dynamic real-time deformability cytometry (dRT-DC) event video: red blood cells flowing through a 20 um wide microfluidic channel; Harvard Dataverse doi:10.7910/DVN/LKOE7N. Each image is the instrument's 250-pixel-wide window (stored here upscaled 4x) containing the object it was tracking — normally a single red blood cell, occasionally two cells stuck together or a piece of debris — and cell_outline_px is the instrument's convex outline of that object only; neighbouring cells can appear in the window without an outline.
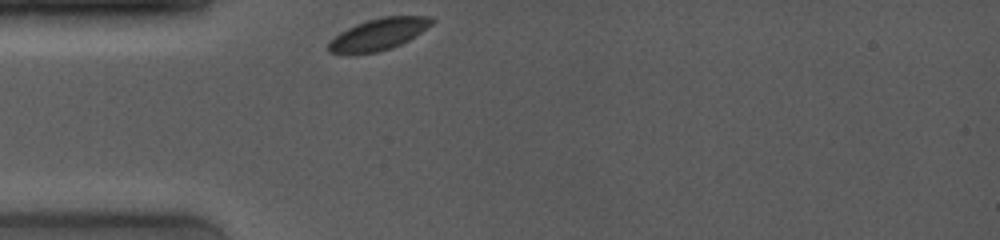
{"species": "common noctule bat (a hibernating species)", "species_latin": "Nyctalus noctula", "temperature_condition": "room temperature", "stored_images_in_passage": 10, "camera_frame_rate_fps": 4000, "um_per_image_px": 0.085, "animal": {"sex": "female", "body_mass_g": 19.0, "forearm_length_mm": 53.3}, "frame": {"image": 1, "passage_image": 1, "time_ms": 0.0, "image_size_px": [1000, 240], "cell_outline_px": [[436, 20], [432, 24], [408, 40], [400, 44], [376, 52], [348, 56], [328, 52], [328, 40], [340, 32], [356, 24], [368, 20], [384, 16], [432, 16]], "centroid_in_image_um": [32.11, 2.93], "position_along_channel_um": 52.9, "area_um2": 19.25}}